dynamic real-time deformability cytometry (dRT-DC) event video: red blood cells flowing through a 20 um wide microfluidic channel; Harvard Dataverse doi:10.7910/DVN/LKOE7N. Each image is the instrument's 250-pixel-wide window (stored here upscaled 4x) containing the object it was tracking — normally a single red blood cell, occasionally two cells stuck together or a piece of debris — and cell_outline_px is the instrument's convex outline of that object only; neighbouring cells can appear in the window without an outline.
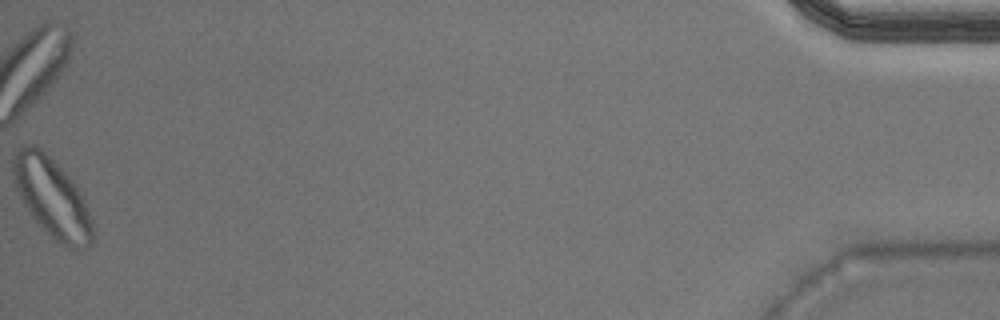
{"species": "Egyptian fruit bat (a non-hibernating species)", "species_latin": "Rousettus aegyptiacus", "temperature_condition": "warm", "stored_images_in_passage": 31, "camera_frame_rate_fps": 3000, "um_per_image_px": 0.085, "animal": {"sex": "male"}, "frame": {"image": 1, "passage_image": 31, "time_ms": 10.0, "image_size_px": [1000, 320], "cell_outline_px": [[92, 240], [88, 248], [68, 248], [60, 244], [32, 216], [24, 204], [16, 188], [12, 172], [12, 156], [24, 144], [32, 144], [40, 148], [76, 184], [84, 200], [92, 220]], "centroid_in_image_um": [4.41, 16.79], "position_along_channel_um": 430.8, "area_um2": 36.13}}